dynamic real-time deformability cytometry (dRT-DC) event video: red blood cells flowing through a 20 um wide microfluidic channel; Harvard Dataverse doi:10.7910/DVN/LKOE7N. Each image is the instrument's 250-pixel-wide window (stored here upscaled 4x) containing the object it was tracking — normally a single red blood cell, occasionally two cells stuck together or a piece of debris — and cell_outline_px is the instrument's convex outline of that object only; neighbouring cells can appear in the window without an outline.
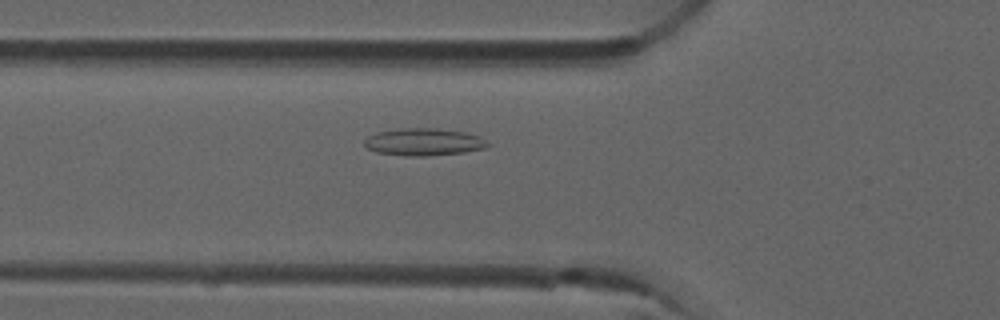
{"species": "common noctule bat (a hibernating species)", "species_latin": "Nyctalus noctula", "temperature_condition": "room temperature", "stored_images_in_passage": 6, "segment_of_instrument_passage": [2, 2], "camera_frame_rate_fps": 3000, "um_per_image_px": 0.085, "animal": {"sex": "male", "forearm_length_mm": 52.5}, "frame": {"image": 1, "passage_image": 6, "time_ms": 1.667, "image_size_px": [1000, 320], "cell_outline_px": [[492, 144], [488, 148], [464, 152], [424, 156], [408, 156], [376, 152], [368, 148], [364, 144], [364, 140], [368, 136], [376, 132], [400, 128], [436, 128], [464, 132], [480, 136]], "centroid_in_image_um": [36.05, 12.06], "position_along_channel_um": 89.7, "area_um2": 19.77}}